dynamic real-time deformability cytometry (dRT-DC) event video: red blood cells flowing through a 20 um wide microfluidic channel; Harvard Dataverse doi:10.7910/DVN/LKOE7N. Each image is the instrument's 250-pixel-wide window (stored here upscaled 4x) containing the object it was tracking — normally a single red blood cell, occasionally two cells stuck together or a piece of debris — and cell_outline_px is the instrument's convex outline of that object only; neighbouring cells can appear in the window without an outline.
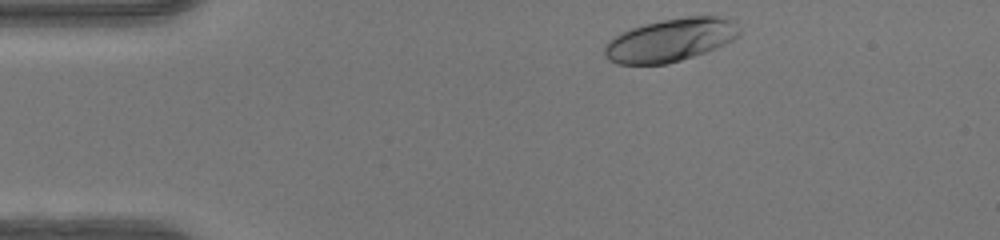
{"species": "human", "species_latin": "Homo sapiens", "temperature_condition": "warm", "stored_images_in_passage": 34, "camera_frame_rate_fps": 3000, "um_per_image_px": 0.085, "donor": {"sex": "female"}, "frame": {"image": 1, "passage_image": 1, "time_ms": 0.0, "image_size_px": [1000, 240], "cell_outline_px": [[740, 36], [724, 44], [704, 52], [668, 64], [616, 64], [604, 52], [604, 44], [608, 40], [620, 32], [644, 24], [664, 20], [688, 16], [716, 16], [728, 20], [740, 32]], "centroid_in_image_um": [56.93, 3.41], "position_along_channel_um": 28.1, "area_um2": 33.18}}
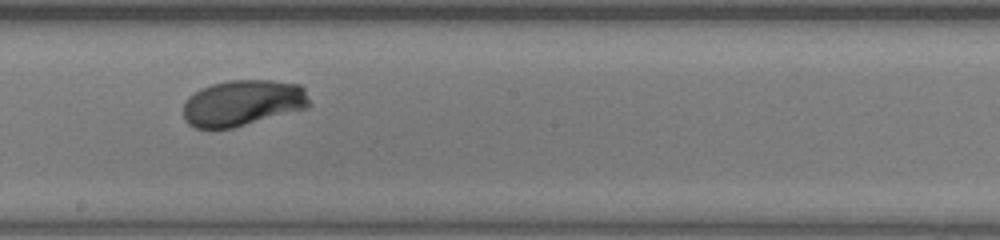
{"frame": {"image": 2, "passage_image": 20, "time_ms": 6.333, "image_size_px": [1000, 240], "cell_outline_px": [[312, 104], [308, 108], [232, 128], [196, 128], [188, 124], [184, 120], [184, 104], [188, 96], [200, 88], [212, 84], [228, 80], [272, 80], [300, 84], [304, 88]], "centroid_in_image_um": [20.65, 8.74], "position_along_channel_um": 227.6, "area_um2": 34.1}}
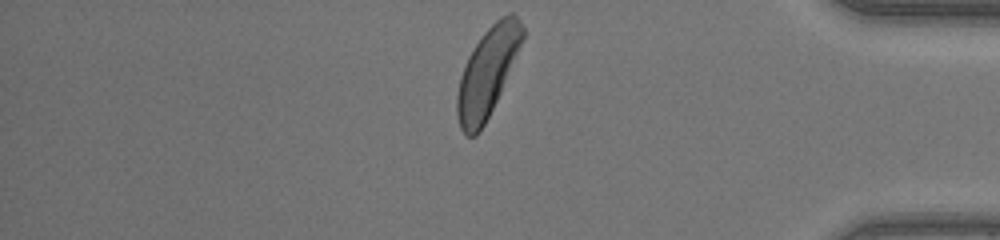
{"frame": {"image": 3, "passage_image": 34, "time_ms": 11.0, "image_size_px": [1000, 240], "cell_outline_px": [[524, 36], [500, 92], [484, 124], [476, 136], [464, 136], [460, 128], [456, 116], [456, 96], [460, 76], [468, 56], [484, 32], [500, 16], [508, 12], [512, 12], [520, 20], [524, 28]], "centroid_in_image_um": [41.4, 6.15], "position_along_channel_um": 393.8, "area_um2": 33.29}, "authors_computed_cell_mechanics": {"area_um2": 33.2928, "velocity_mm_per_s": 4.1775, "shape_relaxation_time_tau1_ms": 3.1553, "shape_relaxation_time_tau2_ms": null, "deformation_change_tau1": 0.1847, "deformation_change_tau2": null}}